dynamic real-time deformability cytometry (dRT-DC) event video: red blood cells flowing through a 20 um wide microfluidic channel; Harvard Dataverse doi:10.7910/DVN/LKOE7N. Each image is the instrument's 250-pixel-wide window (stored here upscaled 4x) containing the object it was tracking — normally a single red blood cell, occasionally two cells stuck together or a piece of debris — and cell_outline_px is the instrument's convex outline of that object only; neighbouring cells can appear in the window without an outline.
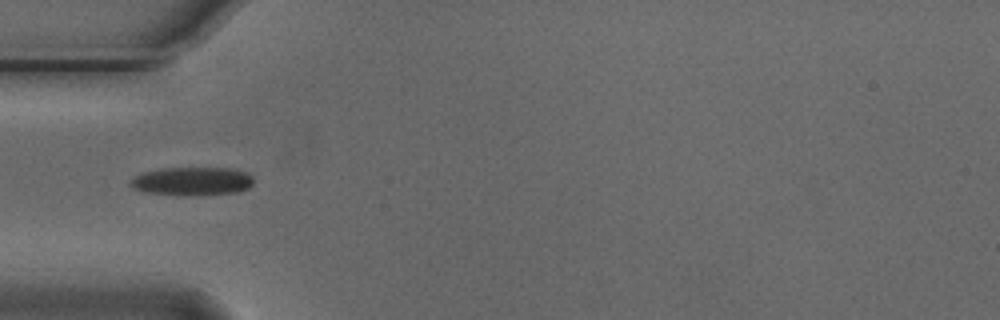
{"species": "Egyptian fruit bat (a non-hibernating species)", "species_latin": "Rousettus aegyptiacus", "temperature_condition": "cold", "stored_images_in_passage": 6, "camera_frame_rate_fps": 3000, "um_per_image_px": 0.085, "animal": {"sex": "male"}, "frame": {"image": 1, "passage_image": 5, "time_ms": 1.333, "image_size_px": [1000, 320], "cell_outline_px": [[252, 184], [248, 188], [240, 192], [200, 196], [184, 196], [144, 192], [132, 188], [128, 184], [128, 180], [144, 172], [160, 168], [232, 168], [244, 172], [252, 176]], "centroid_in_image_um": [16.3, 15.42], "position_along_channel_um": 68.7, "area_um2": 20.81}}
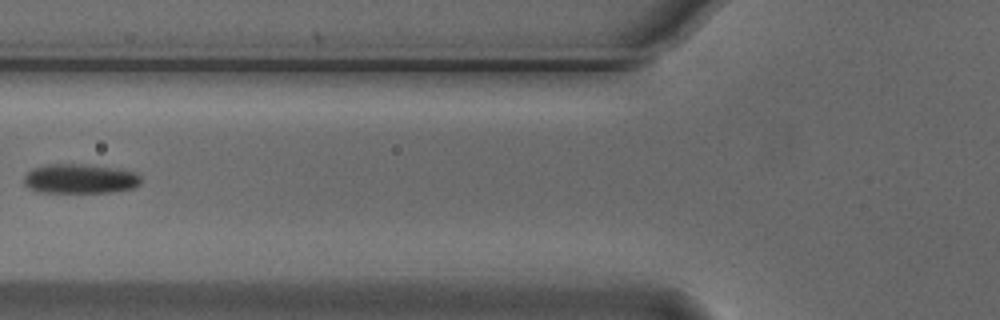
{"frame": {"image": 2, "passage_image": 6, "time_ms": 1.667, "image_size_px": [1000, 320], "cell_outline_px": [[140, 184], [132, 188], [112, 192], [40, 192], [28, 188], [24, 184], [24, 176], [32, 168], [48, 164], [84, 164], [112, 168], [136, 172], [140, 176]], "centroid_in_image_um": [6.77, 15.19], "position_along_channel_um": 119.0, "area_um2": 20.06}}